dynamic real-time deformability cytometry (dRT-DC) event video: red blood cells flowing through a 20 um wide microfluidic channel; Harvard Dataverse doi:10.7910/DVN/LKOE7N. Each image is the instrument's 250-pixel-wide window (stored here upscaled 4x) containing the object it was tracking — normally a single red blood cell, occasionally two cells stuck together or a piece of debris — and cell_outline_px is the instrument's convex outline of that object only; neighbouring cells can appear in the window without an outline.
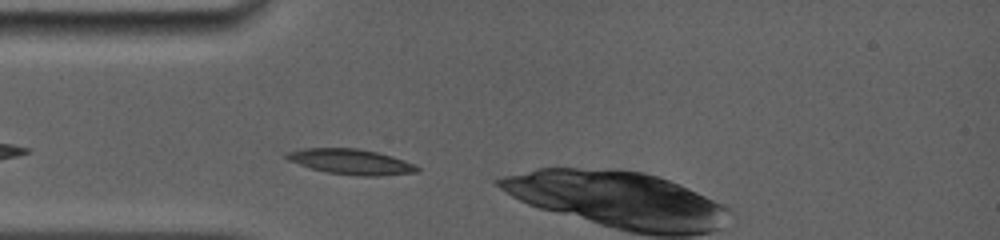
{"species": "common noctule bat (a hibernating species)", "species_latin": "Nyctalus noctula", "temperature_condition": "room temperature", "stored_images_in_passage": 10, "camera_frame_rate_fps": 5000, "um_per_image_px": 0.085, "animal": {"sex": "female", "body_mass_g": 19.0, "forearm_length_mm": 56.7}, "frame": {"image": 1, "passage_image": 2, "time_ms": 0.6, "image_size_px": [1000, 240], "cell_outline_px": [[420, 172], [380, 176], [360, 176], [328, 172], [312, 168], [288, 160], [284, 156], [284, 152], [300, 148], [356, 148], [376, 152], [392, 156], [404, 160], [420, 168]], "centroid_in_image_um": [29.82, 13.74], "position_along_channel_um": 55.2, "area_um2": 19.25}}
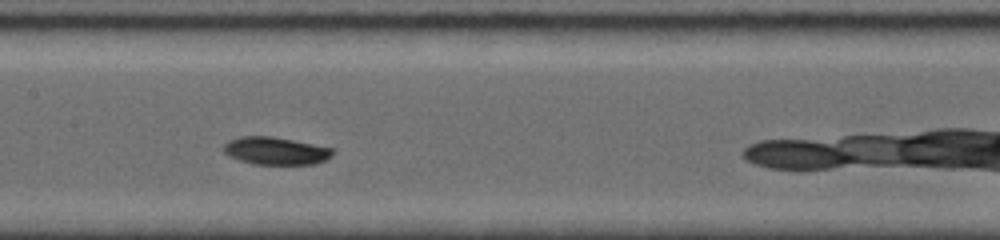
{"frame": {"image": 2, "passage_image": 7, "time_ms": 4.0, "image_size_px": [1000, 240], "cell_outline_px": [[332, 156], [324, 160], [312, 164], [256, 164], [240, 160], [228, 156], [224, 152], [224, 144], [228, 140], [240, 136], [272, 136], [332, 148]], "centroid_in_image_um": [23.38, 12.81], "position_along_channel_um": 184.0, "area_um2": 17.34}}
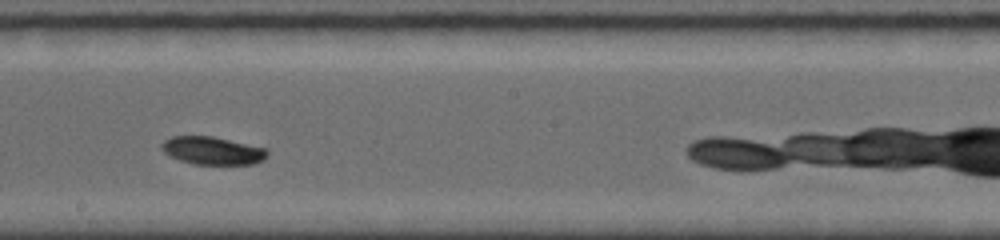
{"frame": {"image": 3, "passage_image": 9, "time_ms": 5.2, "image_size_px": [1000, 240], "cell_outline_px": [[268, 156], [264, 160], [252, 164], [192, 164], [180, 160], [164, 152], [160, 148], [160, 144], [164, 140], [172, 136], [212, 136], [268, 148]], "centroid_in_image_um": [18.08, 12.8], "position_along_channel_um": 230.1, "area_um2": 17.28}}